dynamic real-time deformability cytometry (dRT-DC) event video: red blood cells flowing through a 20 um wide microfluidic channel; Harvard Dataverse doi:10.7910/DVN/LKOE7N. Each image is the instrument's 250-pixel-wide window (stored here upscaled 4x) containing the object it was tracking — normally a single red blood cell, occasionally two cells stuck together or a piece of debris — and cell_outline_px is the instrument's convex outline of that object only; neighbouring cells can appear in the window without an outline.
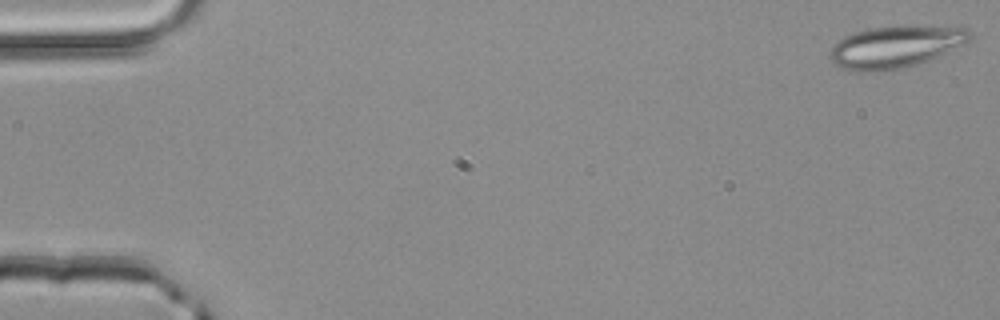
{"species": "common noctule bat (a hibernating species)", "species_latin": "Nyctalus noctula", "temperature_condition": "room temperature", "stored_images_in_passage": 4, "camera_frame_rate_fps": 3000, "um_per_image_px": 0.085, "animal": {"sex": "male", "body_mass_g": 20.4}, "frame": {"image": 1, "passage_image": 1, "time_ms": 0.0, "image_size_px": [1000, 320], "cell_outline_px": [[972, 36], [964, 44], [928, 60], [904, 68], [876, 72], [856, 72], [840, 68], [832, 64], [828, 60], [828, 52], [844, 36], [868, 28], [968, 28], [972, 32]], "centroid_in_image_um": [76.0, 4.05], "position_along_channel_um": 9.0, "area_um2": 33.47}}